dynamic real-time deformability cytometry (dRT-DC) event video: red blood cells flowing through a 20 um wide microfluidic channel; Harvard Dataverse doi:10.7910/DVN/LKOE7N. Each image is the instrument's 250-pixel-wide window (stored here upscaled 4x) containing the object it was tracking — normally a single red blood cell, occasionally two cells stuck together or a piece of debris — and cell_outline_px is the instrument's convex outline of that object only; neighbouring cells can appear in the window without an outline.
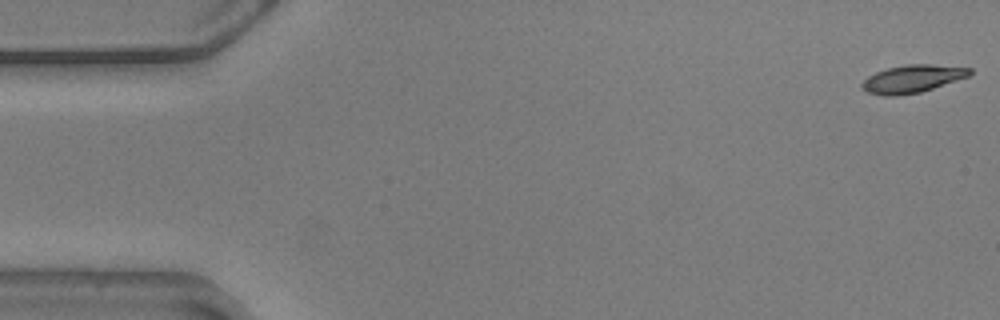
{"species": "common noctule bat (a hibernating species)", "species_latin": "Nyctalus noctula", "temperature_condition": "warm", "stored_images_in_passage": 32, "camera_frame_rate_fps": 3000, "um_per_image_px": 0.085, "animal": {"sex": "male", "body_mass_g": 20.5, "forearm_length_mm": 52.5}, "frame": {"image": 1, "passage_image": 1, "time_ms": 0.0, "image_size_px": [1000, 320], "cell_outline_px": [[972, 72], [968, 76], [920, 92], [896, 96], [884, 96], [868, 92], [860, 84], [868, 76], [876, 72], [888, 68], [904, 64], [932, 64], [972, 68]], "centroid_in_image_um": [77.54, 6.69], "position_along_channel_um": 7.5, "area_um2": 17.22}}
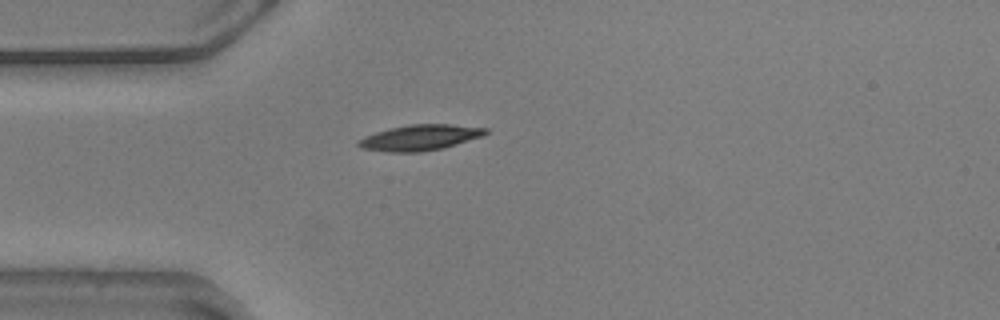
{"frame": {"image": 2, "passage_image": 15, "time_ms": 4.667, "image_size_px": [1000, 320], "cell_outline_px": [[488, 132], [484, 136], [444, 148], [420, 152], [388, 152], [360, 148], [356, 144], [364, 136], [388, 128], [408, 124], [452, 124], [488, 128]], "centroid_in_image_um": [35.72, 11.69], "position_along_channel_um": 49.3, "area_um2": 19.25}}